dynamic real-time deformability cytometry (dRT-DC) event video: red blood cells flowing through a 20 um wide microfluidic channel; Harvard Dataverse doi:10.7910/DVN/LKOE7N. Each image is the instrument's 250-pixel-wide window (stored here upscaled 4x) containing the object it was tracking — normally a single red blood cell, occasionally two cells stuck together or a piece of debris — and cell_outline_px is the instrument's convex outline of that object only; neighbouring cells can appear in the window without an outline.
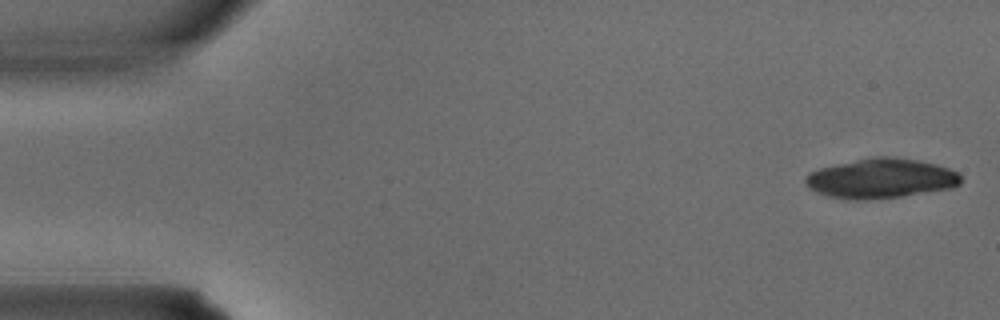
{"species": "common noctule bat (a hibernating species)", "species_latin": "Nyctalus noctula", "temperature_condition": "warm", "stored_images_in_passage": 4, "camera_frame_rate_fps": 3000, "um_per_image_px": 0.085, "animal": {"sex": "male", "body_mass_g": 15.6}, "frame": {"image": 1, "passage_image": 1, "time_ms": 0.0, "image_size_px": [1000, 320], "cell_outline_px": [[964, 180], [960, 184], [952, 188], [904, 196], [868, 200], [848, 200], [828, 196], [816, 192], [804, 184], [804, 180], [808, 172], [820, 168], [836, 164], [872, 156], [892, 156], [920, 160], [936, 164], [960, 172]], "centroid_in_image_um": [74.9, 15.16], "position_along_channel_um": 10.1, "area_um2": 36.65}}